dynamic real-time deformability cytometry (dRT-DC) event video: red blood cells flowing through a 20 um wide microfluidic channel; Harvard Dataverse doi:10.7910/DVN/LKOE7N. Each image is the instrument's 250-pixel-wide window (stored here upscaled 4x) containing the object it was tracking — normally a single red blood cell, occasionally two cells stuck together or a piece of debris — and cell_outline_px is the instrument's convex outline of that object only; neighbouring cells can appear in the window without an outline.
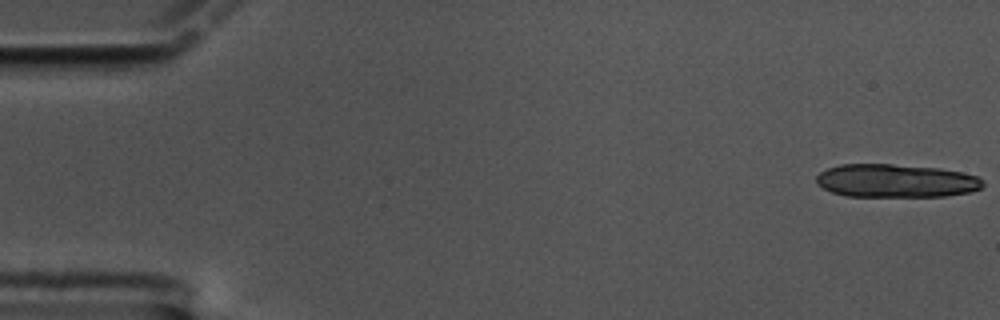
{"species": "common noctule bat (a hibernating species)", "species_latin": "Nyctalus noctula", "temperature_condition": "cold", "stored_images_in_passage": 12, "camera_frame_rate_fps": 3000, "um_per_image_px": 0.085, "animal": {"sex": "male", "body_mass_g": 17.5, "forearm_length_mm": 52.3}, "frame": {"image": 1, "passage_image": 1, "time_ms": 0.0, "image_size_px": [1000, 320], "cell_outline_px": [[984, 184], [980, 188], [972, 192], [944, 196], [844, 196], [832, 192], [816, 184], [816, 176], [820, 172], [828, 168], [840, 164], [892, 164], [940, 168], [960, 172], [976, 176], [984, 180]], "centroid_in_image_um": [76.14, 15.36], "position_along_channel_um": 8.9, "area_um2": 32.37}}